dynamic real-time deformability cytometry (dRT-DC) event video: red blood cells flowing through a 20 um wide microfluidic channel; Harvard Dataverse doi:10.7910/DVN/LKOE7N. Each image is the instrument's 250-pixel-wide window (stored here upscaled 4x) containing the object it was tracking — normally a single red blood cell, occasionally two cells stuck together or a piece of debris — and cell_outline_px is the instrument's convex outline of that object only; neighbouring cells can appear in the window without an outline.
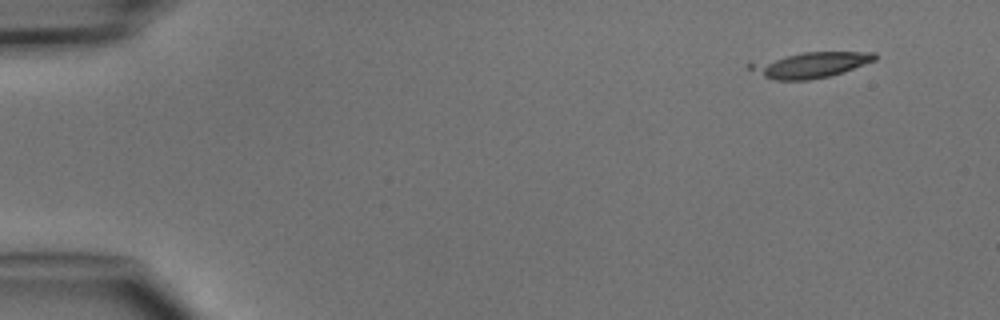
{"species": "common noctule bat (a hibernating species)", "species_latin": "Nyctalus noctula", "temperature_condition": "cold", "stored_images_in_passage": 7, "camera_frame_rate_fps": 3000, "um_per_image_px": 0.085, "animal": {"sex": "male", "body_mass_g": 15.6}, "frame": {"image": 1, "passage_image": 1, "time_ms": 0.0, "image_size_px": [1000, 320], "cell_outline_px": [[876, 60], [844, 72], [828, 76], [808, 80], [776, 80], [764, 76], [748, 68], [748, 60], [804, 52], [876, 52]], "centroid_in_image_um": [68.8, 5.5], "position_along_channel_um": 16.2, "area_um2": 18.96}}
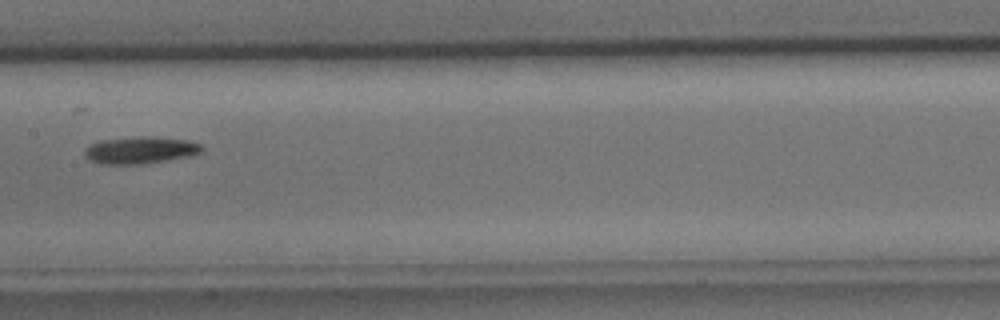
{"frame": {"image": 2, "passage_image": 7, "time_ms": 7.0, "image_size_px": [1000, 320], "cell_outline_px": [[204, 148], [200, 152], [192, 156], [168, 160], [140, 164], [104, 164], [88, 160], [84, 156], [84, 148], [88, 144], [100, 140], [140, 136], [152, 136], [188, 140], [200, 144]], "centroid_in_image_um": [11.9, 12.76], "position_along_channel_um": 195.5, "area_um2": 18.73}}